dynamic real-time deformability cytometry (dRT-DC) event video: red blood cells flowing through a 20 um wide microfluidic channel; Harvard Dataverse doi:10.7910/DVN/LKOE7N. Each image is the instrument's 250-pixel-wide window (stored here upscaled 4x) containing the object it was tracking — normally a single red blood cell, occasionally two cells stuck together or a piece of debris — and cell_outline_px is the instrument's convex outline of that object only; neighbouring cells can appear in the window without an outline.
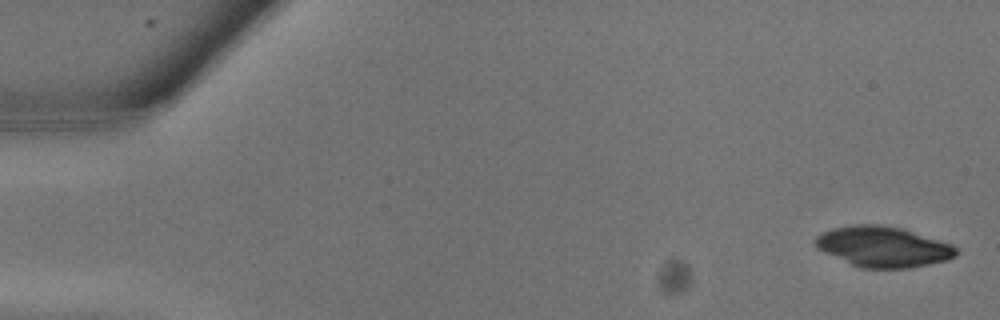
{"species": "common noctule bat (a hibernating species)", "species_latin": "Nyctalus noctula", "temperature_condition": "warm", "stored_images_in_passage": 8, "camera_frame_rate_fps": 3000, "um_per_image_px": 0.085, "animal": {"sex": "male", "body_mass_g": 13.3}, "frame": {"image": 1, "passage_image": 1, "time_ms": 0.0, "image_size_px": [1000, 320], "cell_outline_px": [[960, 252], [956, 256], [948, 260], [908, 268], [860, 268], [824, 252], [816, 248], [812, 244], [812, 240], [816, 236], [832, 228], [852, 224], [880, 224], [904, 228], [952, 244]], "centroid_in_image_um": [75.05, 20.96], "position_along_channel_um": 9.9, "area_um2": 33.64}}